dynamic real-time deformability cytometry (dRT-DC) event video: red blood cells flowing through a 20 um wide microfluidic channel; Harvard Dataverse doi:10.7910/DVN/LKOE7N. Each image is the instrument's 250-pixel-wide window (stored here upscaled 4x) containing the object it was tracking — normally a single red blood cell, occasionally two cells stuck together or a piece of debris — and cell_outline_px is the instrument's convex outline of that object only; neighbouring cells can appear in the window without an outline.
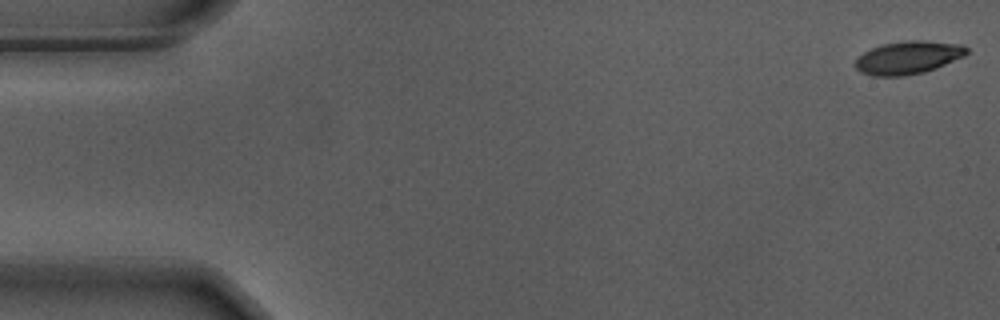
{"species": "Egyptian fruit bat (a non-hibernating species)", "species_latin": "Rousettus aegyptiacus", "temperature_condition": "warm", "stored_images_in_passage": 56, "camera_frame_rate_fps": 3000, "um_per_image_px": 0.085, "animal": {"sex": "male"}, "frame": {"image": 1, "passage_image": 1, "time_ms": 0.0, "image_size_px": [1000, 320], "cell_outline_px": [[968, 52], [964, 56], [936, 68], [924, 72], [904, 76], [872, 76], [860, 72], [856, 68], [856, 60], [864, 52], [872, 48], [884, 44], [908, 40], [920, 40], [964, 44], [968, 48]], "centroid_in_image_um": [77.22, 4.89], "position_along_channel_um": 7.8, "area_um2": 21.33}}
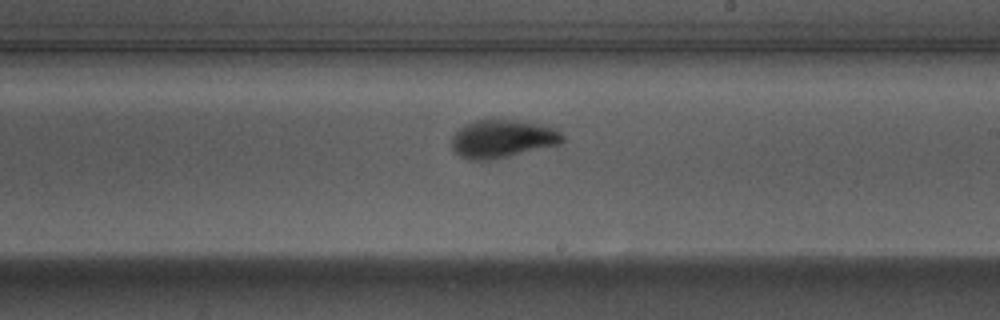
{"frame": {"image": 2, "passage_image": 32, "time_ms": 10.333, "image_size_px": [1000, 320], "cell_outline_px": [[564, 140], [560, 144], [504, 156], [484, 160], [472, 160], [460, 156], [452, 148], [452, 136], [464, 124], [472, 120], [524, 120], [544, 124], [556, 128], [564, 136]], "centroid_in_image_um": [42.72, 11.76], "position_along_channel_um": 246.3, "area_um2": 24.39}}
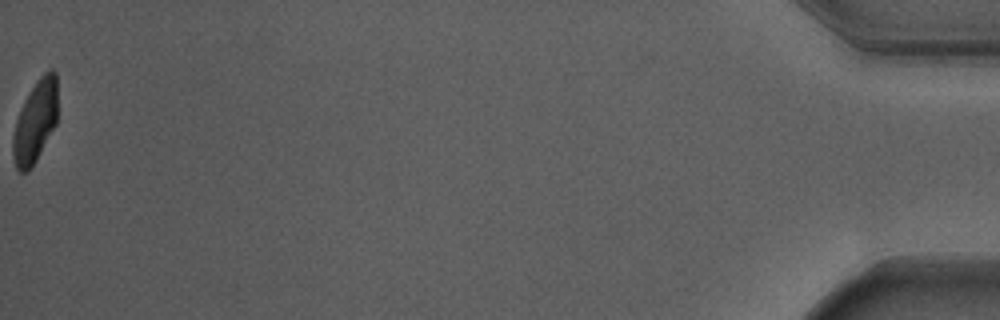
{"frame": {"image": 3, "passage_image": 56, "time_ms": 18.333, "image_size_px": [1000, 320], "cell_outline_px": [[56, 124], [36, 160], [28, 172], [20, 172], [16, 168], [12, 156], [12, 136], [16, 120], [20, 108], [28, 92], [36, 80], [48, 68], [52, 68], [56, 72]], "centroid_in_image_um": [2.97, 10.31], "position_along_channel_um": 432.2, "area_um2": 21.5}, "authors_computed_cell_mechanics": {"area_um2": 23.0622, "velocity_mm_per_s": 3.6783, "shape_relaxation_time_tau1_ms": 2.7325, "shape_relaxation_time_tau2_ms": 0.7473, "deformation_change_tau1": 0.171, "deformation_change_tau2": 0.0644}}